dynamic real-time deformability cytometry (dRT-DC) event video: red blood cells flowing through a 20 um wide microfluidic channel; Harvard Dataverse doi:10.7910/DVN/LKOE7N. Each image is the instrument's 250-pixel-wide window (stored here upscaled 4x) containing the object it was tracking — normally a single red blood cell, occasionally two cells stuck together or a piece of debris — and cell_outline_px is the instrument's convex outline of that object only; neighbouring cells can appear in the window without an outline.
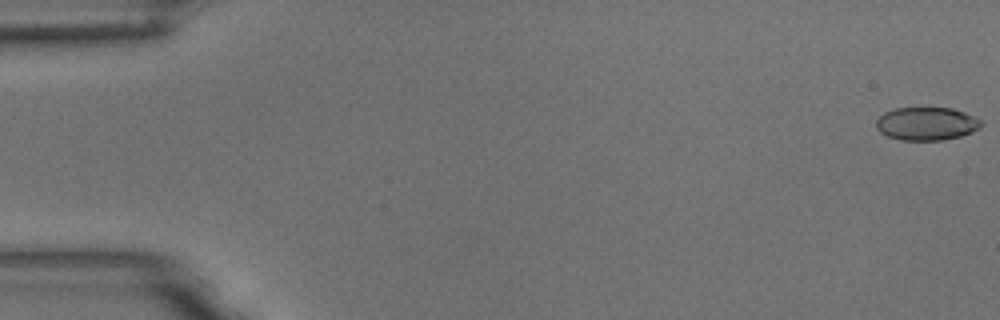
{"species": "common noctule bat (a hibernating species)", "species_latin": "Nyctalus noctula", "temperature_condition": "room temperature", "stored_images_in_passage": 57, "camera_frame_rate_fps": 3000, "um_per_image_px": 0.085, "animal": {"sex": "male", "body_mass_g": 18.8}, "frame": {"image": 1, "passage_image": 1, "time_ms": 0.0, "image_size_px": [1000, 320], "cell_outline_px": [[984, 124], [980, 128], [972, 132], [960, 136], [944, 140], [900, 140], [888, 136], [880, 132], [876, 128], [876, 120], [884, 112], [896, 108], [952, 108], [964, 112], [980, 120]], "centroid_in_image_um": [78.75, 10.52], "position_along_channel_um": 6.2, "area_um2": 20.29}}
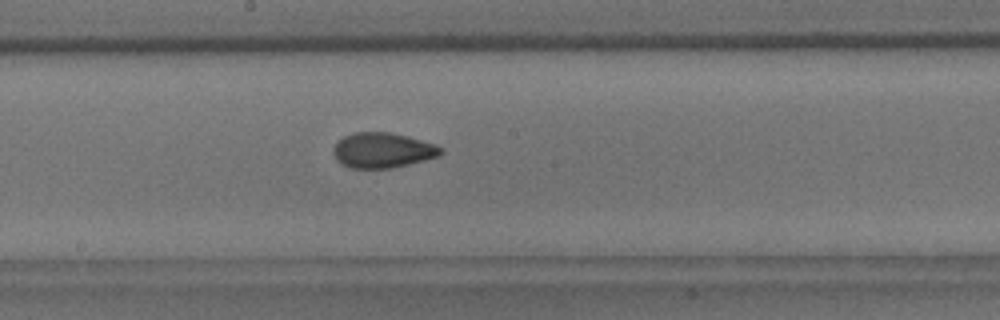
{"frame": {"image": 2, "passage_image": 31, "time_ms": 10.0, "image_size_px": [1000, 320], "cell_outline_px": [[444, 152], [440, 156], [392, 168], [348, 168], [340, 164], [336, 160], [332, 148], [336, 140], [344, 136], [356, 132], [388, 132], [408, 136], [436, 144], [444, 148]], "centroid_in_image_um": [32.51, 12.77], "position_along_channel_um": 215.7, "area_um2": 22.37}}
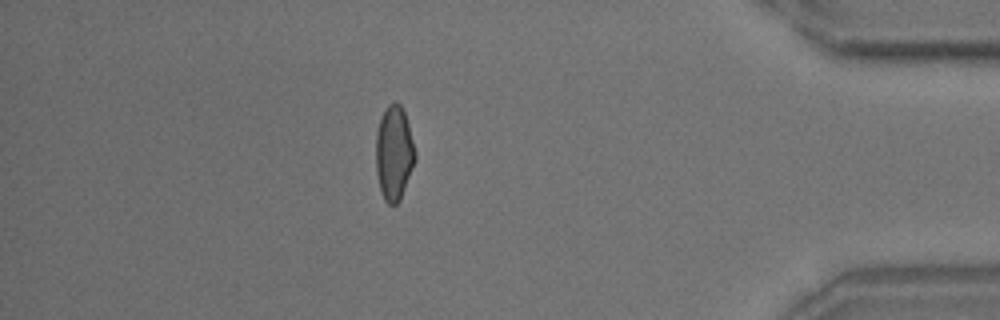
{"frame": {"image": 3, "passage_image": 50, "time_ms": 16.333, "image_size_px": [1000, 320], "cell_outline_px": [[416, 160], [400, 200], [396, 204], [388, 204], [384, 200], [380, 192], [376, 172], [376, 132], [380, 120], [388, 104], [396, 100], [400, 104], [404, 112], [408, 124], [416, 152]], "centroid_in_image_um": [33.49, 13.03], "position_along_channel_um": 401.7, "area_um2": 21.73}, "authors_computed_cell_mechanics": {"area_um2": 21.5016, "velocity_mm_per_s": 3.5774, "shape_relaxation_time_tau1_ms": null, "shape_relaxation_time_tau2_ms": 1.4701, "deformation_change_tau1": null, "deformation_change_tau2": 0.0604}}